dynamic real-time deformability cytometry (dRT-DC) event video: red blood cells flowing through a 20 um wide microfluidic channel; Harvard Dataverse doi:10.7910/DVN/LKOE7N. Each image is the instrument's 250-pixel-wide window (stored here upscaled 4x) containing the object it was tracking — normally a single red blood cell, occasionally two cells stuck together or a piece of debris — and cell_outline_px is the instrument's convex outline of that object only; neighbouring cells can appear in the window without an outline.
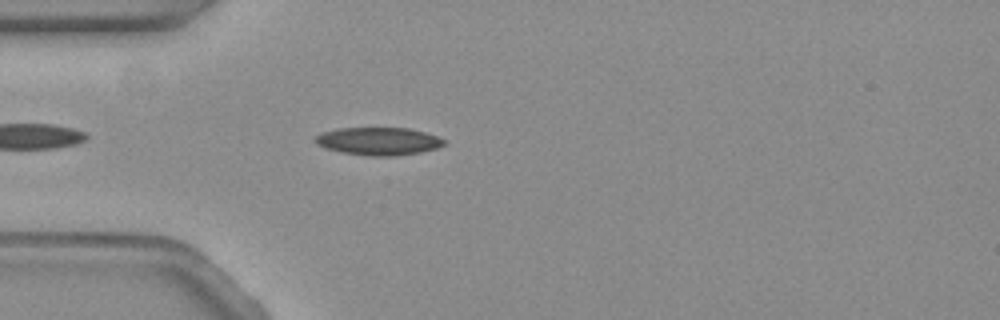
{"species": "common noctule bat (a hibernating species)", "species_latin": "Nyctalus noctula", "temperature_condition": "warm", "stored_images_in_passage": 19, "camera_frame_rate_fps": 3000, "um_per_image_px": 0.085, "animal": {"sex": "female", "body_mass_g": 19.3, "forearm_length_mm": 54.1}, "frame": {"image": 1, "passage_image": 1, "time_ms": 0.0, "image_size_px": [1000, 320], "cell_outline_px": [[448, 140], [444, 144], [436, 148], [420, 152], [396, 156], [368, 156], [340, 152], [324, 148], [316, 144], [312, 140], [320, 132], [340, 128], [408, 128], [424, 132]], "centroid_in_image_um": [32.13, 12.0], "position_along_channel_um": 52.9, "area_um2": 21.04}}
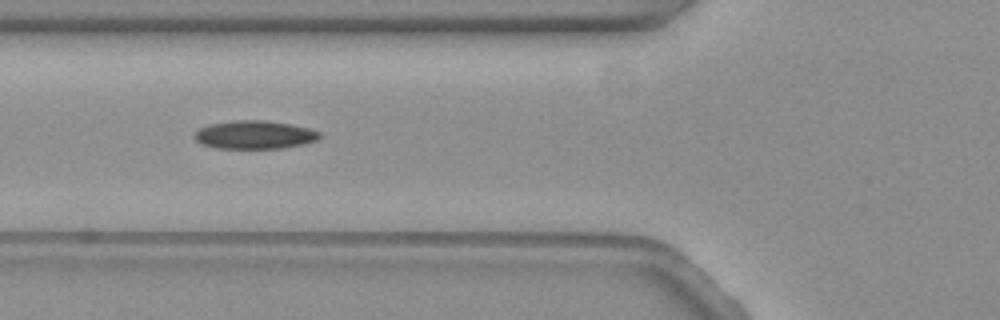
{"frame": {"image": 2, "passage_image": 6, "time_ms": 1.667, "image_size_px": [1000, 320], "cell_outline_px": [[320, 136], [316, 140], [304, 144], [284, 148], [216, 148], [200, 144], [192, 136], [200, 128], [208, 124], [232, 120], [260, 120], [288, 124], [308, 128], [320, 132]], "centroid_in_image_um": [21.59, 11.46], "position_along_channel_um": 104.2, "area_um2": 20.58}}
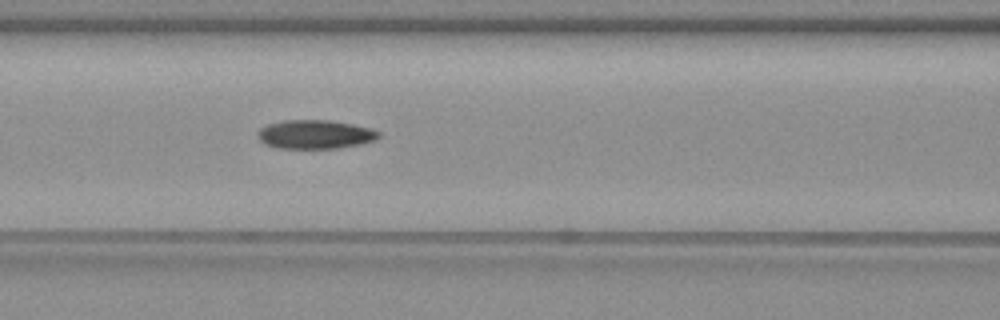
{"frame": {"image": 3, "passage_image": 9, "time_ms": 2.667, "image_size_px": [1000, 320], "cell_outline_px": [[380, 136], [376, 140], [360, 144], [340, 148], [276, 148], [264, 144], [256, 136], [256, 132], [260, 128], [268, 124], [284, 120], [328, 120], [352, 124], [372, 128], [380, 132]], "centroid_in_image_um": [26.77, 11.42], "position_along_channel_um": 139.8, "area_um2": 20.52}}